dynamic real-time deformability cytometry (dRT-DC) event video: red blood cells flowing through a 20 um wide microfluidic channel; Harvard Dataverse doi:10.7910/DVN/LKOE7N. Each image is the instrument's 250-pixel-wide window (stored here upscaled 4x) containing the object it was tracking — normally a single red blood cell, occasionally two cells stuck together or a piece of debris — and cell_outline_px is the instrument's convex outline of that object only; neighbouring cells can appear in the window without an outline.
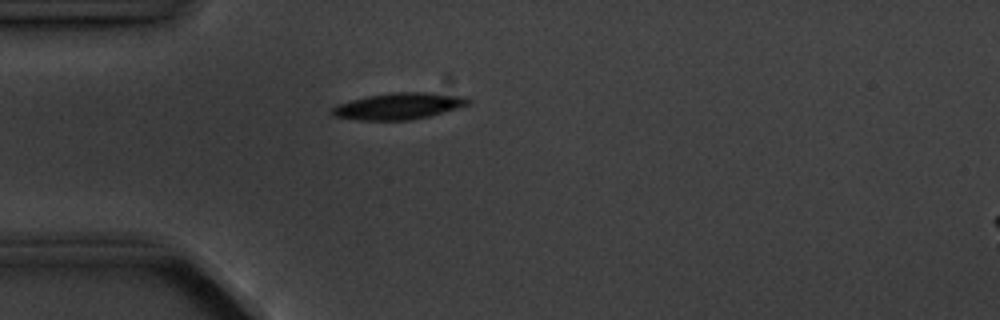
{"species": "common noctule bat (a hibernating species)", "species_latin": "Nyctalus noctula", "temperature_condition": "cold", "stored_images_in_passage": 5, "camera_frame_rate_fps": 3000, "um_per_image_px": 0.085, "animal": {"sex": "male", "body_mass_g": 20.1, "forearm_length_mm": 53.5}, "frame": {"image": 1, "passage_image": 4, "time_ms": 4.333, "image_size_px": [1000, 320], "cell_outline_px": [[472, 100], [468, 104], [460, 108], [412, 120], [360, 120], [332, 116], [332, 108], [336, 104], [368, 96], [392, 92], [428, 92], [464, 96]], "centroid_in_image_um": [33.91, 9.02], "position_along_channel_um": 51.1, "area_um2": 21.04}}